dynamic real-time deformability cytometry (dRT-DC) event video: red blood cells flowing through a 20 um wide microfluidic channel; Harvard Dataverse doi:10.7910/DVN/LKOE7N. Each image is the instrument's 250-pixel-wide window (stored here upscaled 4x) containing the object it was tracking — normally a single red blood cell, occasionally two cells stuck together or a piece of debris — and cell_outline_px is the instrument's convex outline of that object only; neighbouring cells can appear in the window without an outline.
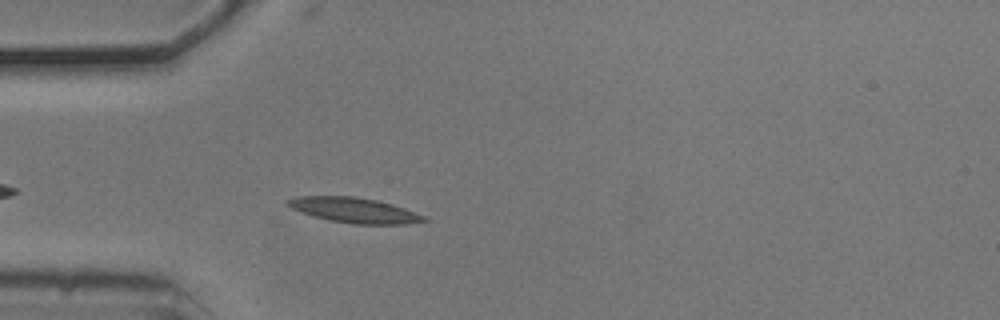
{"species": "common noctule bat (a hibernating species)", "species_latin": "Nyctalus noctula", "temperature_condition": "cold", "stored_images_in_passage": 44, "camera_frame_rate_fps": 3000, "um_per_image_px": 0.085, "animal": {"sex": "male", "body_mass_g": 20.5, "forearm_length_mm": 52.5}, "frame": {"image": 1, "passage_image": 5, "time_ms": 1.333, "image_size_px": [1000, 320], "cell_outline_px": [[432, 220], [408, 224], [352, 224], [328, 220], [312, 216], [300, 212], [284, 204], [284, 200], [300, 196], [356, 196], [376, 200], [392, 204], [404, 208], [424, 216]], "centroid_in_image_um": [30.09, 17.87], "position_along_channel_um": 54.9, "area_um2": 20.17}}
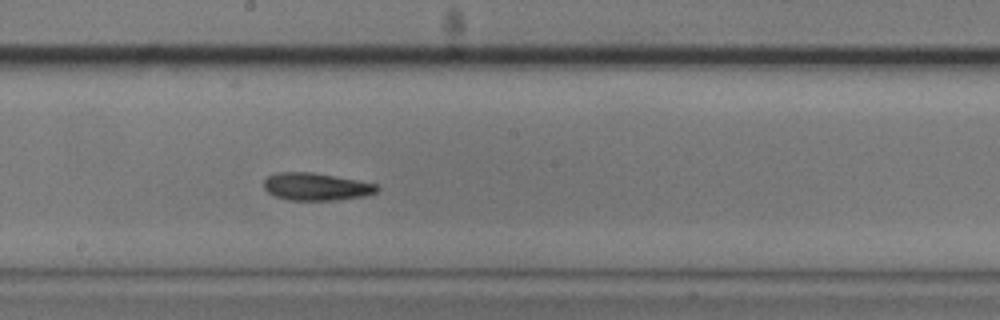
{"frame": {"image": 2, "passage_image": 19, "time_ms": 6.0, "image_size_px": [1000, 320], "cell_outline_px": [[380, 188], [376, 192], [364, 196], [336, 200], [288, 200], [272, 196], [264, 188], [264, 180], [268, 176], [276, 172], [312, 172], [356, 180], [376, 184]], "centroid_in_image_um": [26.83, 15.87], "position_along_channel_um": 221.4, "area_um2": 18.15}}
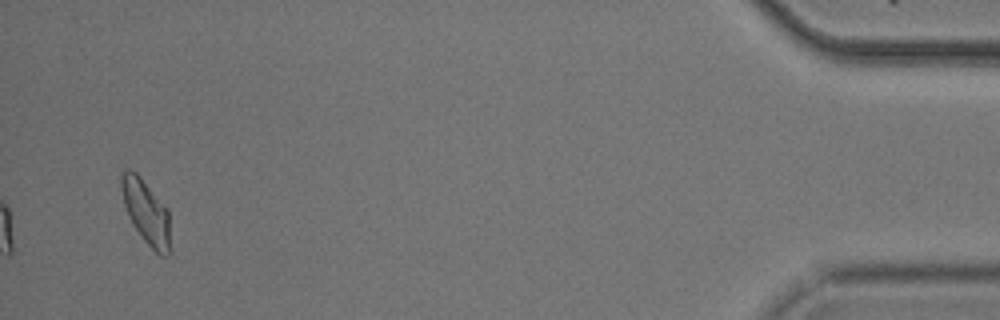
{"frame": {"image": 3, "passage_image": 42, "time_ms": 13.667, "image_size_px": [1000, 320], "cell_outline_px": [[172, 252], [168, 256], [160, 256], [144, 240], [132, 224], [128, 216], [124, 204], [120, 188], [120, 176], [128, 168], [136, 172], [140, 176], [168, 208]], "centroid_in_image_um": [12.45, 18.05], "position_along_channel_um": 422.7, "area_um2": 18.73}, "authors_computed_cell_mechanics": {"area_um2": 17.9469, "velocity_mm_per_s": 3.6864, "shape_relaxation_time_tau1_ms": 4.7241, "shape_relaxation_time_tau2_ms": 5.1381, "deformation_change_tau1": 0.1736, "deformation_change_tau2": 0.1162}}